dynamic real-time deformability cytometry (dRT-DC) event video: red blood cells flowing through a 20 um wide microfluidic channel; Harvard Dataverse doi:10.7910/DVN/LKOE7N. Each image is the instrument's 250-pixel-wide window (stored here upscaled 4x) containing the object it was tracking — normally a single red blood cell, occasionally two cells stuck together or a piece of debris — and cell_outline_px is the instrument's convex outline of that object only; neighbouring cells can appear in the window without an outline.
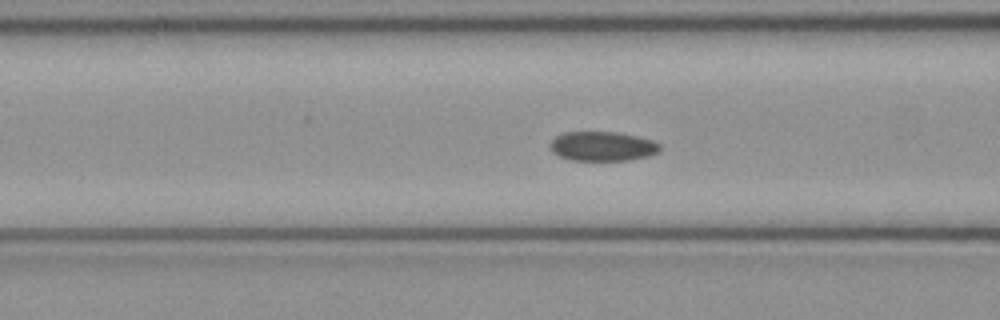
{"species": "common noctule bat (a hibernating species)", "species_latin": "Nyctalus noctula", "temperature_condition": "cold", "stored_images_in_passage": 51, "camera_frame_rate_fps": 3000, "um_per_image_px": 0.085, "animal": {"sex": "female", "body_mass_g": 21.9}, "frame": {"image": 1, "passage_image": 20, "time_ms": 6.333, "image_size_px": [1000, 320], "cell_outline_px": [[660, 152], [648, 156], [628, 160], [568, 160], [552, 152], [548, 144], [556, 136], [564, 132], [616, 132], [636, 136], [652, 140], [660, 144]], "centroid_in_image_um": [51.19, 12.43], "position_along_channel_um": 115.4, "area_um2": 18.9}}
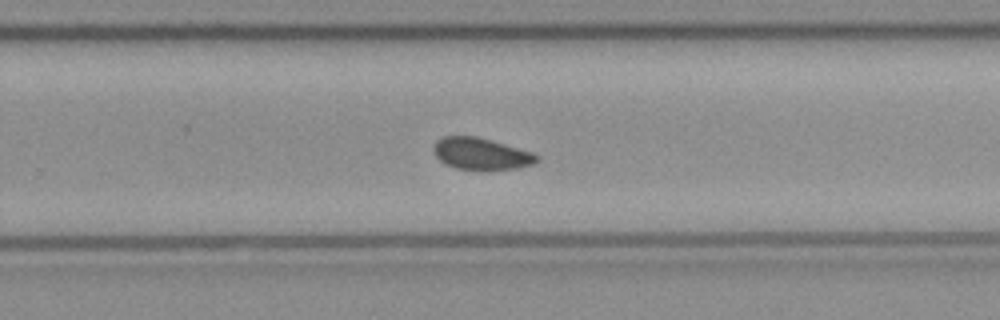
{"frame": {"image": 2, "passage_image": 33, "time_ms": 10.667, "image_size_px": [1000, 320], "cell_outline_px": [[540, 160], [532, 164], [516, 168], [456, 168], [444, 164], [432, 152], [432, 148], [436, 140], [444, 136], [476, 136], [492, 140], [532, 152], [540, 156]], "centroid_in_image_um": [40.86, 13.04], "position_along_channel_um": 288.9, "area_um2": 18.84}}
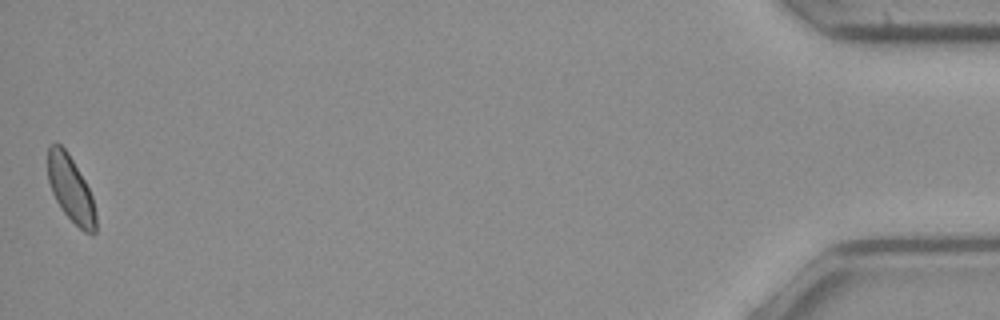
{"frame": {"image": 3, "passage_image": 51, "time_ms": 16.667, "image_size_px": [1000, 320], "cell_outline_px": [[96, 232], [92, 236], [84, 232], [60, 208], [52, 192], [48, 180], [48, 148], [52, 144], [60, 144], [68, 152], [84, 180], [92, 196], [96, 216]], "centroid_in_image_um": [6.02, 16.09], "position_along_channel_um": 429.2, "area_um2": 18.26}, "authors_computed_cell_mechanics": {"area_um2": 19.4786, "velocity_mm_per_s": 4.0047, "shape_relaxation_time_tau1_ms": 4.0453, "shape_relaxation_time_tau2_ms": 9.2859, "deformation_change_tau1": 0.0595, "deformation_change_tau2": 0.1309}}